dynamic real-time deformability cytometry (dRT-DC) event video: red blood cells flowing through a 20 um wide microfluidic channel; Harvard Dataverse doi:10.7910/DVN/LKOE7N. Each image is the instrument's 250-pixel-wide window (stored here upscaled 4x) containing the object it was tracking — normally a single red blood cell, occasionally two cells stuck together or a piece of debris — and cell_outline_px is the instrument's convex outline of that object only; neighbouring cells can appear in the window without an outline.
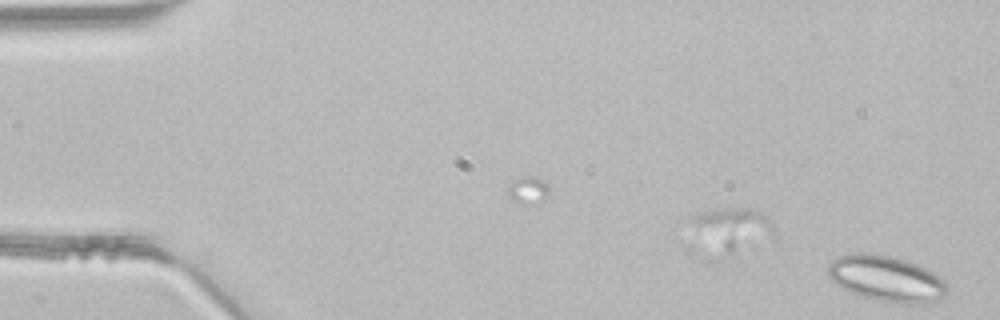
{"species": "common noctule bat (a hibernating species)", "species_latin": "Nyctalus noctula", "temperature_condition": "room temperature", "stored_images_in_passage": 7, "camera_frame_rate_fps": 3000, "um_per_image_px": 0.085, "animal": {"sex": "male", "body_mass_g": 21.5, "forearm_length_mm": 52.0}, "frame": {"image": 1, "passage_image": 7, "time_ms": 2.0, "image_size_px": [1000, 320], "cell_outline_px": [[948, 292], [944, 296], [932, 304], [900, 304], [880, 300], [864, 296], [852, 292], [844, 288], [832, 280], [828, 276], [828, 264], [836, 256], [888, 256], [904, 260], [924, 268], [940, 276], [948, 284]], "centroid_in_image_um": [75.44, 23.75], "position_along_channel_um": 9.6, "area_um2": 30.98}}